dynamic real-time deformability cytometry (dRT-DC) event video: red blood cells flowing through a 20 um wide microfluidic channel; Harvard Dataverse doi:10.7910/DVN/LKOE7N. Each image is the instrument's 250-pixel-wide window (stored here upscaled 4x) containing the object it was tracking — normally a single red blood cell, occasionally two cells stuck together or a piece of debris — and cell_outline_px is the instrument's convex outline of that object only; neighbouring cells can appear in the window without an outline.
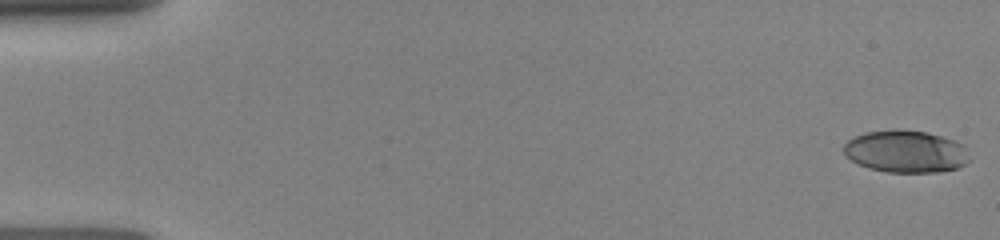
{"species": "human", "species_latin": "Homo sapiens", "temperature_condition": "room temperature", "stored_images_in_passage": 33, "camera_frame_rate_fps": 3000, "um_per_image_px": 0.085, "donor": {"sex": "female"}, "frame": {"image": 1, "passage_image": 1, "time_ms": 0.0, "image_size_px": [1000, 240], "cell_outline_px": [[972, 160], [956, 168], [940, 172], [888, 172], [868, 168], [852, 160], [844, 152], [844, 144], [848, 140], [864, 132], [892, 128], [928, 132], [964, 144]], "centroid_in_image_um": [77.02, 12.86], "position_along_channel_um": 8.0, "area_um2": 31.15}}
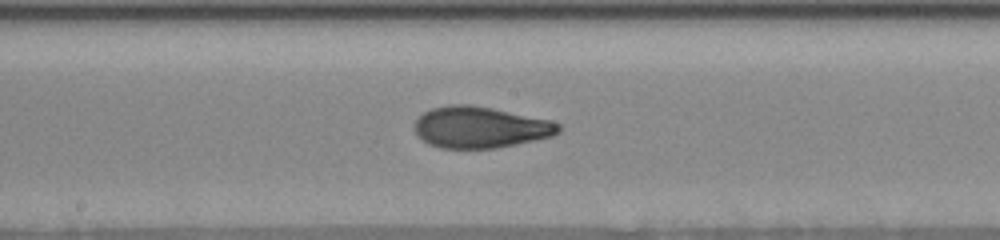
{"frame": {"image": 2, "passage_image": 18, "time_ms": 8.333, "image_size_px": [1000, 240], "cell_outline_px": [[560, 132], [552, 136], [516, 144], [492, 148], [440, 148], [428, 144], [416, 136], [416, 120], [424, 112], [432, 108], [448, 104], [468, 104], [492, 108], [552, 120], [560, 124]], "centroid_in_image_um": [40.82, 10.81], "position_along_channel_um": 207.4, "area_um2": 34.68}}
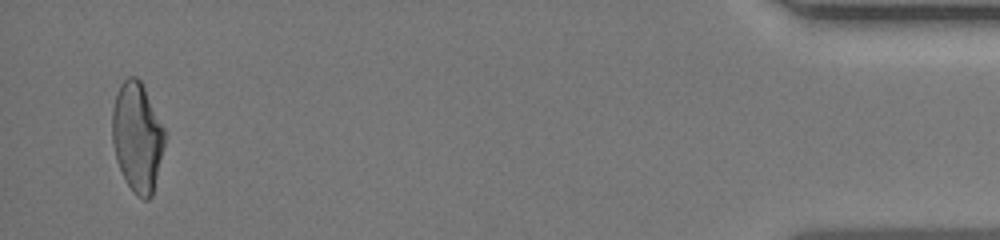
{"frame": {"image": 3, "passage_image": 32, "time_ms": 15.333, "image_size_px": [1000, 240], "cell_outline_px": [[164, 144], [152, 196], [148, 200], [144, 200], [136, 196], [132, 192], [124, 180], [116, 160], [112, 140], [112, 108], [120, 84], [128, 76], [136, 76], [140, 80], [164, 128]], "centroid_in_image_um": [11.64, 11.68], "position_along_channel_um": 423.6, "area_um2": 33.35}}